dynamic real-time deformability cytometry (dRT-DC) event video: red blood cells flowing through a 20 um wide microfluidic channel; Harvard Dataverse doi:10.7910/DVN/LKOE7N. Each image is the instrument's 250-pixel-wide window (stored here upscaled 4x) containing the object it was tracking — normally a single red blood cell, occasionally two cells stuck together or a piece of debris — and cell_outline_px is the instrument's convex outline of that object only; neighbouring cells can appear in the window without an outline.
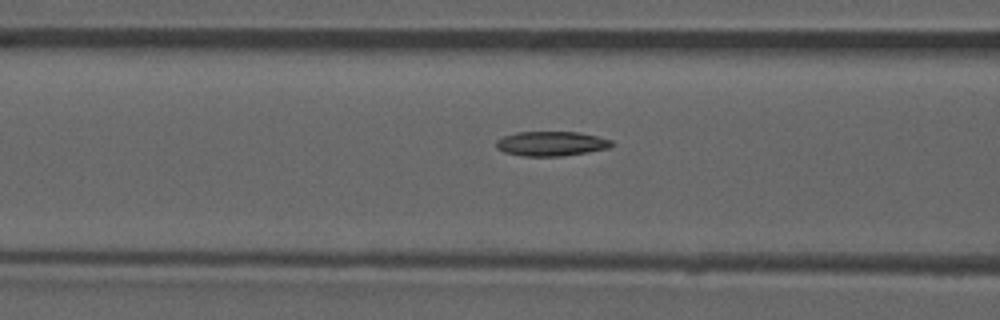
{"species": "common noctule bat (a hibernating species)", "species_latin": "Nyctalus noctula", "temperature_condition": "room temperature", "stored_images_in_passage": 48, "camera_frame_rate_fps": 3000, "um_per_image_px": 0.085, "animal": {"sex": "male", "forearm_length_mm": 52.5}, "frame": {"image": 1, "passage_image": 21, "time_ms": 6.667, "image_size_px": [1000, 320], "cell_outline_px": [[616, 144], [608, 148], [588, 152], [564, 156], [524, 156], [504, 152], [496, 148], [496, 140], [504, 136], [516, 132], [580, 132], [612, 140]], "centroid_in_image_um": [46.87, 12.21], "position_along_channel_um": 119.7, "area_um2": 16.65}}